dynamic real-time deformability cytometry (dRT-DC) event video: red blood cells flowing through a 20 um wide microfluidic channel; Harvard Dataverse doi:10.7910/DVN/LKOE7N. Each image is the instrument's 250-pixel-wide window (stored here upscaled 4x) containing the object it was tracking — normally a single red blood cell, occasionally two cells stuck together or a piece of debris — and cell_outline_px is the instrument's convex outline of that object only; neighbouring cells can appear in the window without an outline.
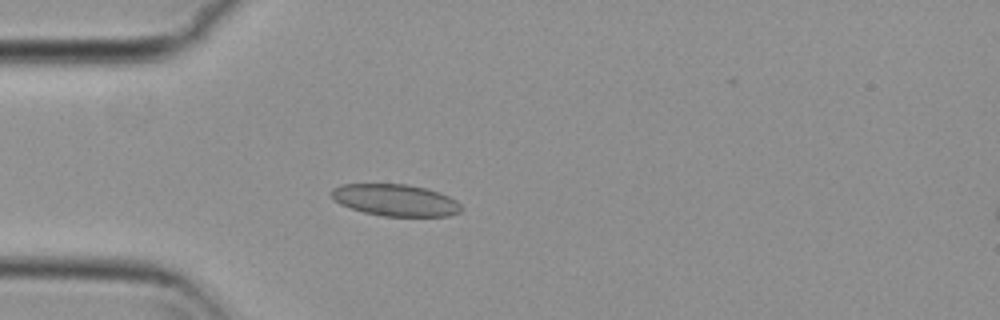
{"species": "common noctule bat (a hibernating species)", "species_latin": "Nyctalus noctula", "temperature_condition": "cold", "stored_images_in_passage": 18, "camera_frame_rate_fps": 3000, "um_per_image_px": 0.085, "animal": {"sex": "female", "body_mass_g": 29.2, "forearm_length_mm": 56.3}, "frame": {"image": 1, "passage_image": 16, "time_ms": 5.0, "image_size_px": [1000, 320], "cell_outline_px": [[464, 208], [460, 212], [448, 216], [384, 216], [364, 212], [340, 204], [332, 200], [328, 192], [332, 188], [340, 184], [408, 184], [428, 188], [440, 192], [456, 200]], "centroid_in_image_um": [33.59, 17.0], "position_along_channel_um": 51.4, "area_um2": 24.39}}